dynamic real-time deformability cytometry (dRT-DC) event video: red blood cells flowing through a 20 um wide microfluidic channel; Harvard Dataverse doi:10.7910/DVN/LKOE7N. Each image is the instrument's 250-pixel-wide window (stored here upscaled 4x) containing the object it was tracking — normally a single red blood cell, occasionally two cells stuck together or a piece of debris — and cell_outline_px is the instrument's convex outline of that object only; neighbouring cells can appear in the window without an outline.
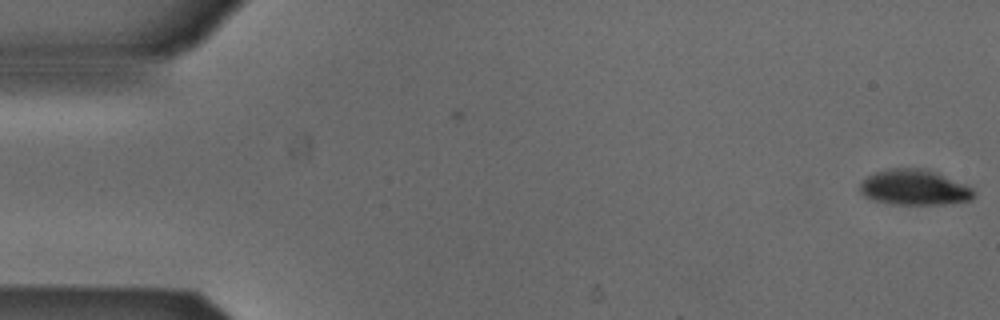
{"species": "Egyptian fruit bat (a non-hibernating species)", "species_latin": "Rousettus aegyptiacus", "temperature_condition": "cold", "stored_images_in_passage": 4, "camera_frame_rate_fps": 3000, "um_per_image_px": 0.085, "animal": {"sex": "male"}, "frame": {"image": 1, "passage_image": 1, "time_ms": 0.0, "image_size_px": [1000, 320], "cell_outline_px": [[976, 196], [972, 200], [944, 204], [892, 204], [872, 200], [864, 196], [860, 192], [860, 184], [868, 176], [876, 172], [888, 168], [928, 168], [964, 184], [972, 188], [976, 192]], "centroid_in_image_um": [77.74, 15.93], "position_along_channel_um": 7.3, "area_um2": 23.7}}